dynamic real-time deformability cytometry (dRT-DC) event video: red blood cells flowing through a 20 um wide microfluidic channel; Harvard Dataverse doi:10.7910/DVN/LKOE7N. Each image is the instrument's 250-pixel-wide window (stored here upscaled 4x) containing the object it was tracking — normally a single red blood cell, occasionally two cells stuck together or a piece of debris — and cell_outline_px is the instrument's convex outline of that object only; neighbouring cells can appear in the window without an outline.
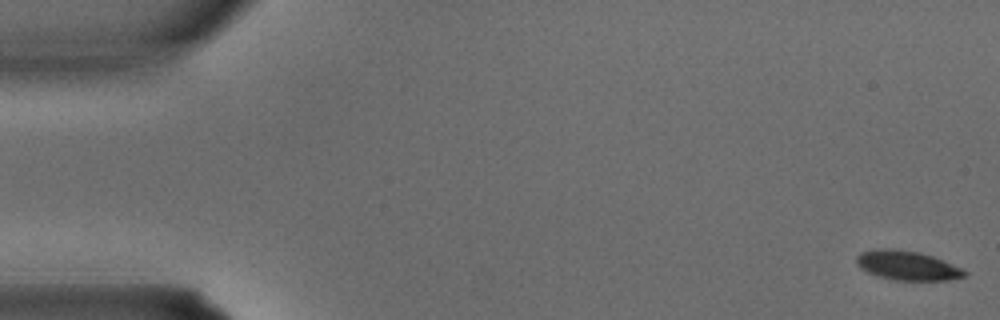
{"species": "common noctule bat (a hibernating species)", "species_latin": "Nyctalus noctula", "temperature_condition": "warm", "stored_images_in_passage": 3, "camera_frame_rate_fps": 3000, "um_per_image_px": 0.085, "animal": {"sex": "male", "body_mass_g": 15.6}, "frame": {"image": 1, "passage_image": 1, "time_ms": 0.0, "image_size_px": [1000, 320], "cell_outline_px": [[968, 276], [948, 280], [896, 280], [880, 276], [868, 272], [860, 268], [856, 264], [856, 256], [860, 252], [872, 248], [896, 248], [920, 252], [932, 256], [960, 268], [968, 272]], "centroid_in_image_um": [77.08, 22.54], "position_along_channel_um": 7.9, "area_um2": 18.55}}
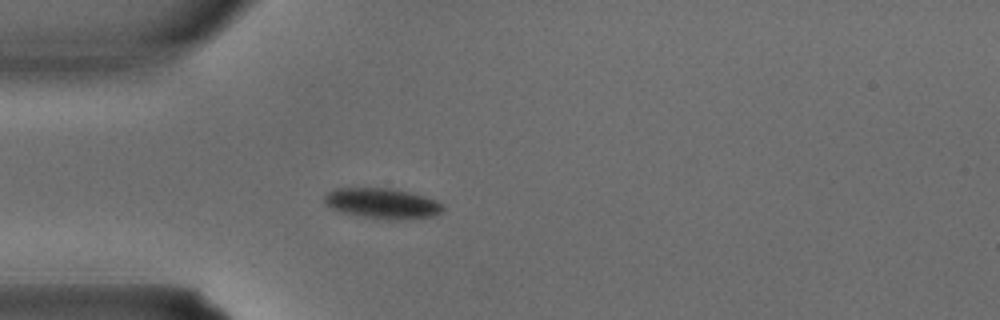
{"frame": {"image": 2, "passage_image": 3, "time_ms": 0.667, "image_size_px": [1000, 320], "cell_outline_px": [[444, 208], [440, 212], [432, 216], [368, 216], [344, 212], [328, 204], [324, 200], [324, 196], [328, 192], [336, 188], [388, 188], [412, 192], [436, 200], [444, 204]], "centroid_in_image_um": [32.51, 17.2], "position_along_channel_um": 52.5, "area_um2": 19.48}}